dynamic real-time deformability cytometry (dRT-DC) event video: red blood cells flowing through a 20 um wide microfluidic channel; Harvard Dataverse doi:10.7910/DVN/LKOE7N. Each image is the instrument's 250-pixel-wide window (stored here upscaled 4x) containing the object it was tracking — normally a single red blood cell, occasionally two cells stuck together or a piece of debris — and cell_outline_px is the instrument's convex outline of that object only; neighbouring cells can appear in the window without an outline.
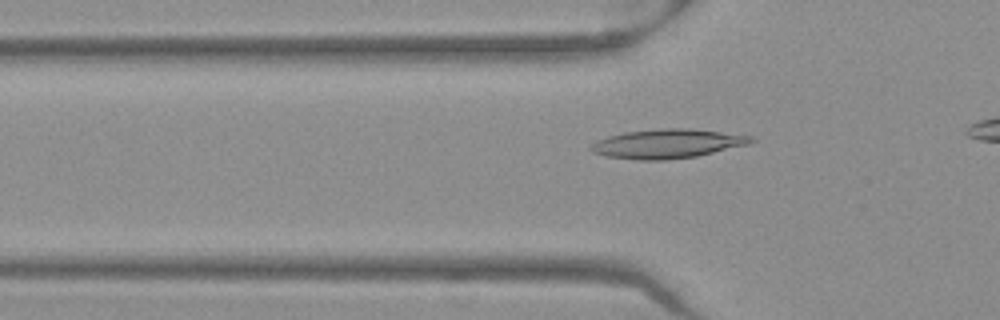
{"species": "Egyptian fruit bat (a non-hibernating species)", "species_latin": "Rousettus aegyptiacus", "temperature_condition": "warm", "stored_images_in_passage": 33, "camera_frame_rate_fps": 3000, "um_per_image_px": 0.085, "frame": {"image": 1, "passage_image": 8, "time_ms": 2.333, "image_size_px": [1000, 320], "cell_outline_px": [[756, 140], [748, 144], [696, 156], [664, 160], [636, 160], [604, 156], [592, 152], [588, 148], [588, 144], [596, 140], [608, 136], [624, 132], [660, 128], [692, 128], [752, 136]], "centroid_in_image_um": [56.65, 12.21], "position_along_channel_um": 69.2, "area_um2": 27.4}}
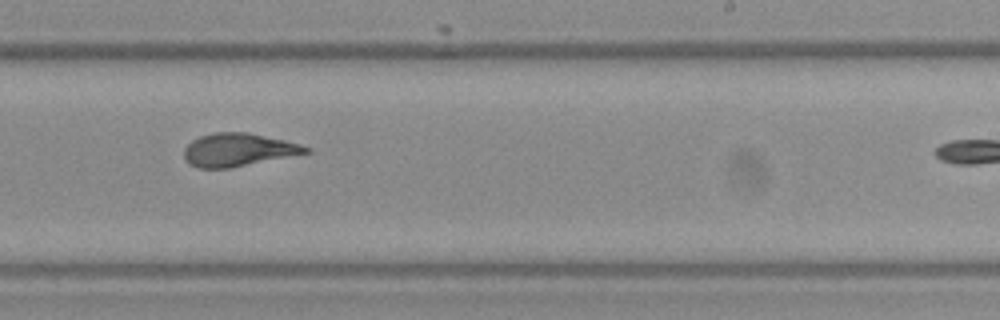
{"frame": {"image": 2, "passage_image": 23, "time_ms": 7.333, "image_size_px": [1000, 320], "cell_outline_px": [[312, 152], [232, 168], [196, 168], [188, 164], [184, 160], [184, 148], [192, 140], [200, 136], [212, 132], [248, 132], [284, 140], [300, 144], [312, 148]], "centroid_in_image_um": [20.24, 12.74], "position_along_channel_um": 268.8, "area_um2": 23.76}}
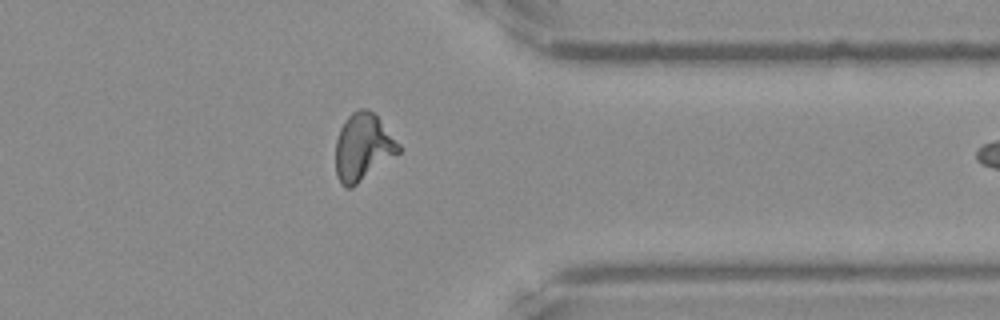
{"frame": {"image": 3, "passage_image": 32, "time_ms": 10.333, "image_size_px": [1000, 320], "cell_outline_px": [[400, 152], [352, 188], [344, 188], [340, 184], [336, 176], [336, 140], [340, 128], [344, 120], [352, 112], [360, 108], [368, 108], [376, 116], [400, 144]], "centroid_in_image_um": [30.82, 12.53], "position_along_channel_um": 380.6, "area_um2": 24.62}}